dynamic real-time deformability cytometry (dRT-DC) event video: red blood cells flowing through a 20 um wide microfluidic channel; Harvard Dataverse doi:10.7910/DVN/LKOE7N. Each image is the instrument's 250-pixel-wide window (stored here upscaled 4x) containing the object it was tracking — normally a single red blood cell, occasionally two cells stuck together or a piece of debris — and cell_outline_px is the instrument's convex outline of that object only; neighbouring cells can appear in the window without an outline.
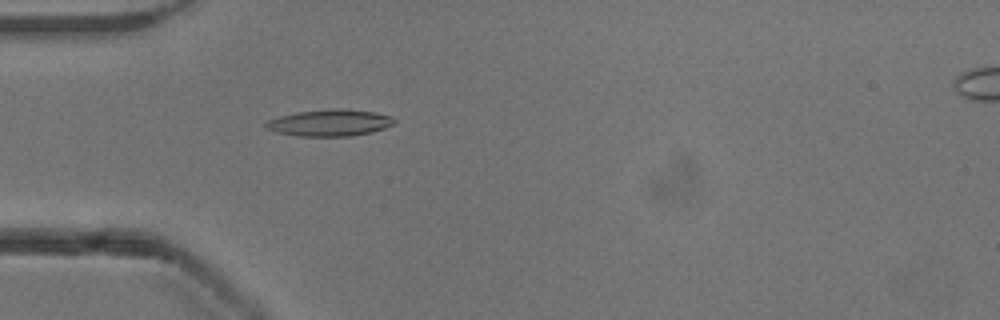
{"species": "common noctule bat (a hibernating species)", "species_latin": "Nyctalus noctula", "temperature_condition": "cold", "stored_images_in_passage": 53, "camera_frame_rate_fps": 3000, "um_per_image_px": 0.085, "animal": {"sex": "male", "body_mass_g": 13.3}, "frame": {"image": 1, "passage_image": 16, "time_ms": 5.0, "image_size_px": [1000, 320], "cell_outline_px": [[396, 120], [392, 124], [384, 128], [372, 132], [348, 136], [296, 136], [276, 132], [268, 128], [264, 124], [268, 120], [280, 116], [296, 112], [332, 108], [340, 108], [376, 112], [392, 116]], "centroid_in_image_um": [28.04, 10.43], "position_along_channel_um": 57.0, "area_um2": 19.94}}
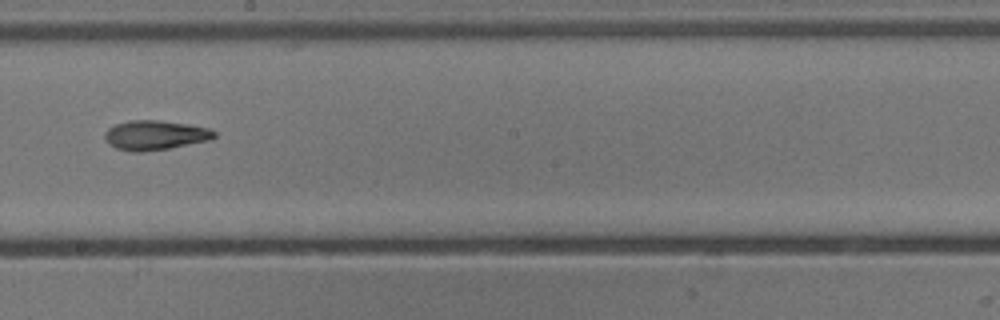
{"frame": {"image": 2, "passage_image": 30, "time_ms": 9.667, "image_size_px": [1000, 320], "cell_outline_px": [[216, 136], [208, 140], [168, 148], [140, 152], [132, 152], [116, 148], [104, 136], [104, 132], [108, 128], [116, 124], [128, 120], [156, 120], [188, 124], [208, 128], [216, 132]], "centroid_in_image_um": [13.17, 11.48], "position_along_channel_um": 235.0, "area_um2": 18.55}}
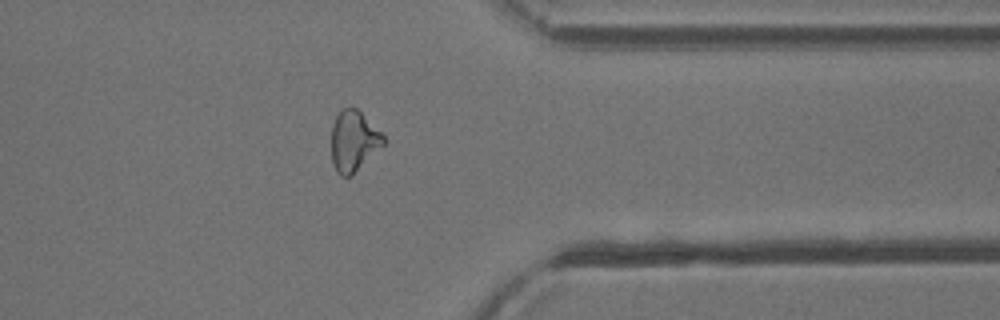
{"frame": {"image": 3, "passage_image": 42, "time_ms": 13.667, "image_size_px": [1000, 320], "cell_outline_px": [[384, 144], [352, 176], [340, 176], [336, 172], [332, 164], [332, 124], [336, 116], [344, 108], [356, 108], [384, 136]], "centroid_in_image_um": [30.04, 12.03], "position_along_channel_um": 381.4, "area_um2": 18.15}, "authors_computed_cell_mechanics": {"area_um2": 18.4382, "velocity_mm_per_s": 3.912, "shape_relaxation_time_tau1_ms": null, "shape_relaxation_time_tau2_ms": 4.0158, "deformation_change_tau1": null, "deformation_change_tau2": 0.1236}}